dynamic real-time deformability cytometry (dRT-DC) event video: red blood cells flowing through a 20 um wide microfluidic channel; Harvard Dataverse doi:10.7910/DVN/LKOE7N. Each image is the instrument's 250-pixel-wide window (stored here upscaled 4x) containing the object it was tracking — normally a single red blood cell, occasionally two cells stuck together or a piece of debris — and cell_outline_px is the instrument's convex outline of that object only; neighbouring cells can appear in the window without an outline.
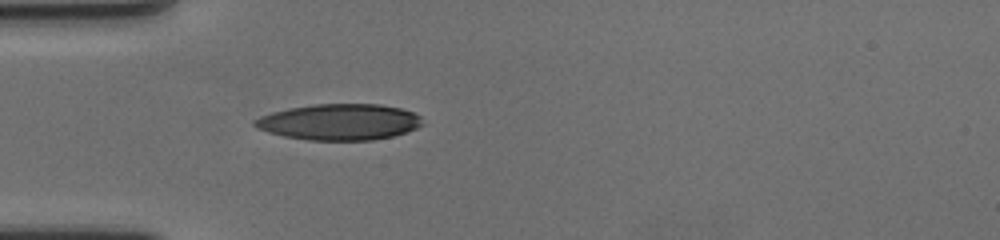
{"species": "human", "species_latin": "Homo sapiens", "temperature_condition": "cold", "stored_images_in_passage": 42, "camera_frame_rate_fps": 3000, "um_per_image_px": 0.085, "donor": {"sex": "female"}, "frame": {"image": 1, "passage_image": 1, "time_ms": 0.0, "image_size_px": [1000, 240], "cell_outline_px": [[424, 124], [416, 128], [392, 136], [372, 140], [308, 140], [284, 136], [268, 132], [256, 128], [252, 124], [252, 120], [260, 116], [272, 112], [288, 108], [312, 104], [380, 104], [400, 108], [412, 112], [420, 116]], "centroid_in_image_um": [28.81, 10.36], "position_along_channel_um": 56.2, "area_um2": 35.37}}
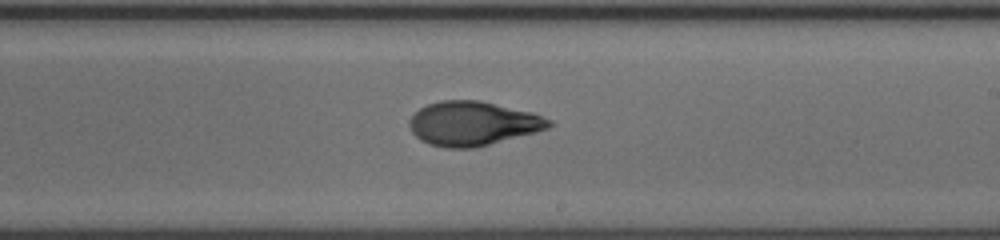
{"frame": {"image": 2, "passage_image": 18, "time_ms": 5.667, "image_size_px": [1000, 240], "cell_outline_px": [[552, 124], [548, 128], [536, 132], [472, 148], [444, 148], [428, 144], [420, 140], [412, 132], [408, 124], [408, 120], [420, 108], [428, 104], [440, 100], [480, 100], [532, 112], [552, 120]], "centroid_in_image_um": [40.16, 10.49], "position_along_channel_um": 248.8, "area_um2": 35.89}}
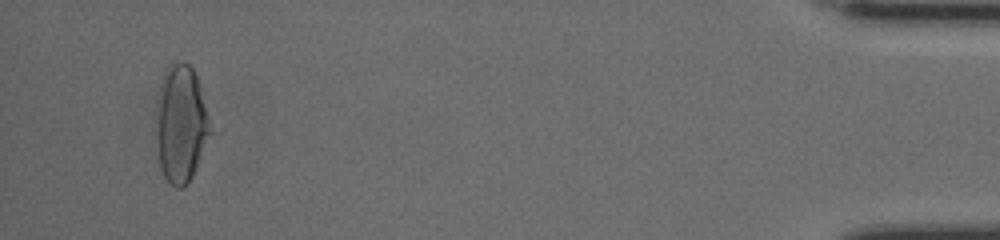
{"frame": {"image": 3, "passage_image": 39, "time_ms": 12.667, "image_size_px": [1000, 240], "cell_outline_px": [[208, 132], [192, 176], [180, 188], [176, 188], [164, 176], [160, 164], [156, 136], [156, 120], [164, 72], [168, 64], [172, 60], [188, 64], [192, 68], [196, 76], [200, 88], [208, 120]], "centroid_in_image_um": [15.33, 10.48], "position_along_channel_um": 419.9, "area_um2": 35.2}, "authors_computed_cell_mechanics": {"area_um2": 35.4314, "velocity_mm_per_s": 3.5405, "shape_relaxation_time_tau1_ms": 4.8619, "shape_relaxation_time_tau2_ms": 2.4038, "deformation_change_tau1": 0.1867, "deformation_change_tau2": 0.0783}}